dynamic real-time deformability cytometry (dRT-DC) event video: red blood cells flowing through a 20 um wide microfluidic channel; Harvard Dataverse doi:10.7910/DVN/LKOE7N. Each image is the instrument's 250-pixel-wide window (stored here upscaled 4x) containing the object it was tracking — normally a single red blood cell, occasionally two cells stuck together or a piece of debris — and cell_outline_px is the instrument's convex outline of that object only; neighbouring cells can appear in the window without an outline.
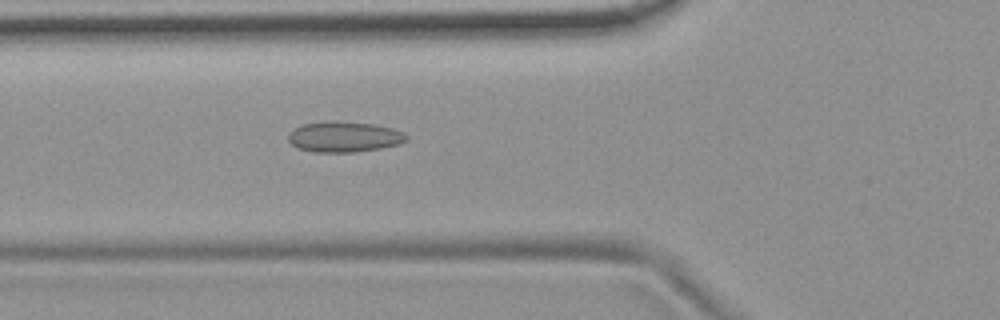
{"species": "common noctule bat (a hibernating species)", "species_latin": "Nyctalus noctula", "temperature_condition": "room temperature", "stored_images_in_passage": 39, "camera_frame_rate_fps": 3000, "um_per_image_px": 0.085, "animal": {"sex": "female", "body_mass_g": 19.9}, "frame": {"image": 1, "passage_image": 20, "time_ms": 6.333, "image_size_px": [1000, 320], "cell_outline_px": [[408, 140], [396, 144], [380, 148], [352, 152], [316, 152], [300, 148], [292, 144], [288, 140], [288, 132], [304, 124], [332, 120], [336, 120], [372, 124], [392, 128], [404, 132], [408, 136]], "centroid_in_image_um": [29.25, 11.61], "position_along_channel_um": 96.5, "area_um2": 20.92}}
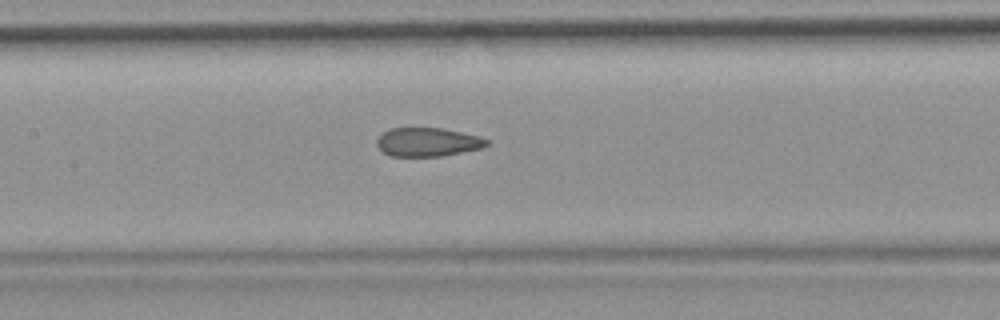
{"frame": {"image": 2, "passage_image": 26, "time_ms": 8.333, "image_size_px": [1000, 320], "cell_outline_px": [[488, 144], [480, 148], [440, 156], [392, 156], [384, 152], [376, 144], [376, 140], [384, 132], [392, 128], [444, 128], [480, 136], [488, 140]], "centroid_in_image_um": [36.35, 12.06], "position_along_channel_um": 171.0, "area_um2": 18.15}}
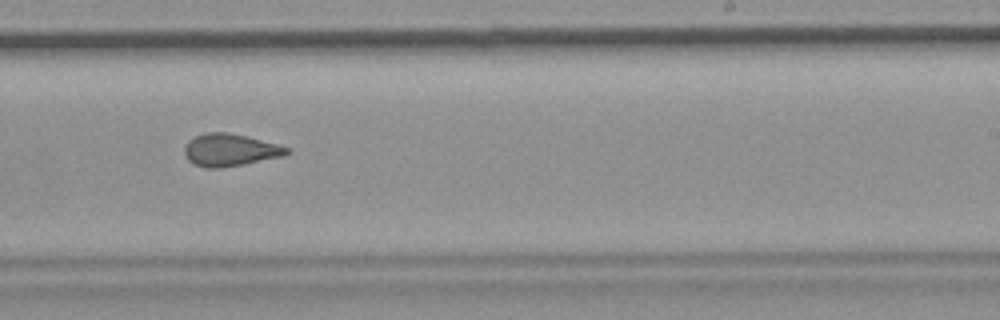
{"frame": {"image": 3, "passage_image": 34, "time_ms": 11.0, "image_size_px": [1000, 320], "cell_outline_px": [[292, 152], [284, 156], [244, 164], [220, 168], [204, 168], [192, 164], [188, 160], [184, 152], [184, 148], [188, 140], [204, 132], [228, 132], [292, 148]], "centroid_in_image_um": [19.55, 12.76], "position_along_channel_um": 269.5, "area_um2": 19.42}}